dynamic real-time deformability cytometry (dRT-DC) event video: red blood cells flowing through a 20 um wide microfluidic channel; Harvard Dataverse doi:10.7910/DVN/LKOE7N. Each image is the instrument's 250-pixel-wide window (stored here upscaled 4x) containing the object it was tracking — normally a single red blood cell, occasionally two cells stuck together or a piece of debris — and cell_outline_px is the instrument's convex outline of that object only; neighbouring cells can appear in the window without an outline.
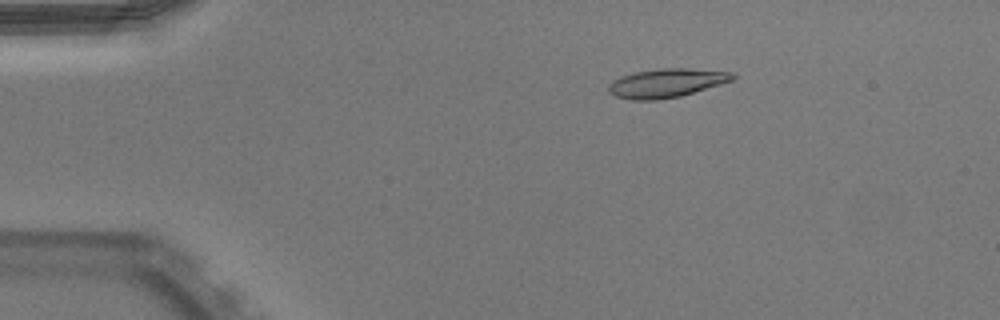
{"species": "Egyptian fruit bat (a non-hibernating species)", "species_latin": "Rousettus aegyptiacus", "temperature_condition": "warm", "stored_images_in_passage": 46, "camera_frame_rate_fps": 3000, "um_per_image_px": 0.085, "animal": {"sex": "male"}, "frame": {"image": 1, "passage_image": 4, "time_ms": 1.0, "image_size_px": [1000, 320], "cell_outline_px": [[736, 80], [680, 96], [656, 100], [632, 100], [616, 96], [608, 92], [608, 88], [612, 80], [620, 76], [636, 72], [660, 68], [688, 68], [732, 72], [736, 76]], "centroid_in_image_um": [56.67, 7.05], "position_along_channel_um": 28.3, "area_um2": 20.92}}
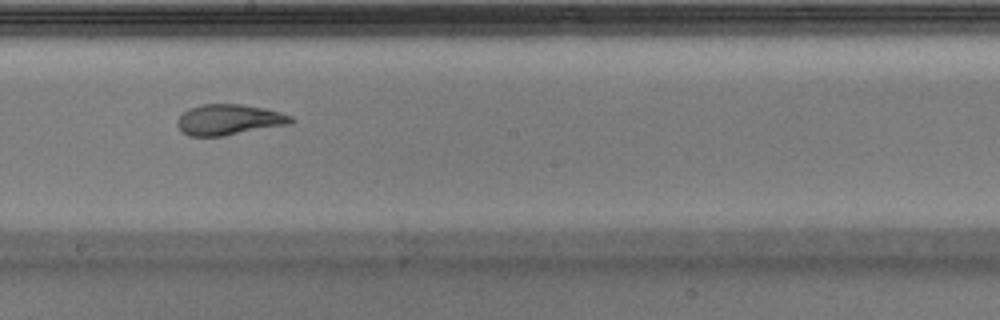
{"frame": {"image": 2, "passage_image": 24, "time_ms": 7.667, "image_size_px": [1000, 320], "cell_outline_px": [[296, 120], [288, 124], [224, 136], [188, 136], [176, 124], [176, 120], [188, 108], [200, 104], [240, 104], [264, 108], [280, 112], [292, 116]], "centroid_in_image_um": [19.45, 10.17], "position_along_channel_um": 228.8, "area_um2": 20.29}}
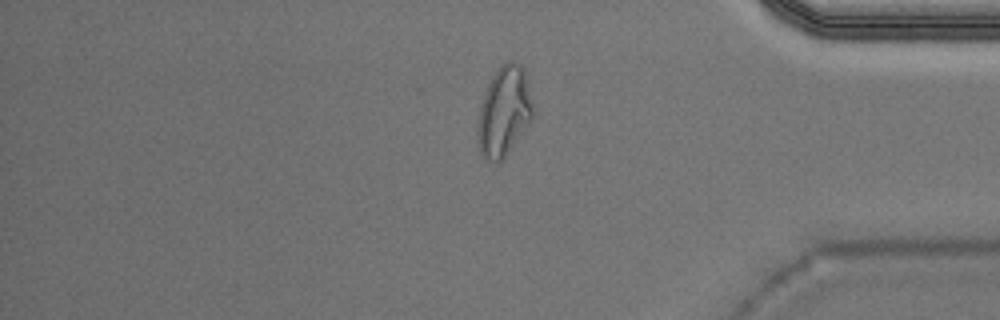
{"frame": {"image": 3, "passage_image": 38, "time_ms": 12.333, "image_size_px": [1000, 320], "cell_outline_px": [[532, 116], [504, 156], [500, 160], [488, 160], [480, 156], [476, 140], [476, 124], [480, 108], [488, 84], [496, 68], [500, 64], [508, 60], [512, 60], [520, 64], [524, 68], [532, 108]], "centroid_in_image_um": [42.77, 9.43], "position_along_channel_um": 392.4, "area_um2": 28.26}, "authors_computed_cell_mechanics": {"area_um2": 20.7502, "velocity_mm_per_s": 3.9555, "shape_relaxation_time_tau1_ms": null, "shape_relaxation_time_tau2_ms": 1.1471, "deformation_change_tau1": null, "deformation_change_tau2": 0.0788}}